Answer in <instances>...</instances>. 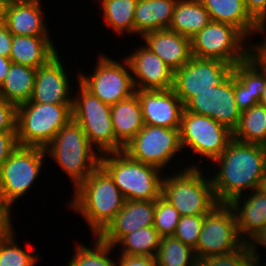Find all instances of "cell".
Segmentation results:
<instances>
[{"label": "cell", "mask_w": 266, "mask_h": 266, "mask_svg": "<svg viewBox=\"0 0 266 266\" xmlns=\"http://www.w3.org/2000/svg\"><path fill=\"white\" fill-rule=\"evenodd\" d=\"M100 165L125 200H156L162 196L164 175L159 168L138 162L124 151L101 154Z\"/></svg>", "instance_id": "cell-5"}, {"label": "cell", "mask_w": 266, "mask_h": 266, "mask_svg": "<svg viewBox=\"0 0 266 266\" xmlns=\"http://www.w3.org/2000/svg\"><path fill=\"white\" fill-rule=\"evenodd\" d=\"M18 146L16 132H0V167Z\"/></svg>", "instance_id": "cell-41"}, {"label": "cell", "mask_w": 266, "mask_h": 266, "mask_svg": "<svg viewBox=\"0 0 266 266\" xmlns=\"http://www.w3.org/2000/svg\"><path fill=\"white\" fill-rule=\"evenodd\" d=\"M257 33L263 34L264 38L259 43H251L250 41L248 44L249 59L266 73V26H261Z\"/></svg>", "instance_id": "cell-40"}, {"label": "cell", "mask_w": 266, "mask_h": 266, "mask_svg": "<svg viewBox=\"0 0 266 266\" xmlns=\"http://www.w3.org/2000/svg\"><path fill=\"white\" fill-rule=\"evenodd\" d=\"M210 22L200 0H177L169 29L191 39Z\"/></svg>", "instance_id": "cell-28"}, {"label": "cell", "mask_w": 266, "mask_h": 266, "mask_svg": "<svg viewBox=\"0 0 266 266\" xmlns=\"http://www.w3.org/2000/svg\"><path fill=\"white\" fill-rule=\"evenodd\" d=\"M70 210L83 216L93 236H97L119 213L125 198L109 173L99 165L75 190Z\"/></svg>", "instance_id": "cell-2"}, {"label": "cell", "mask_w": 266, "mask_h": 266, "mask_svg": "<svg viewBox=\"0 0 266 266\" xmlns=\"http://www.w3.org/2000/svg\"><path fill=\"white\" fill-rule=\"evenodd\" d=\"M1 2L7 4L8 2H10L11 0H0Z\"/></svg>", "instance_id": "cell-52"}, {"label": "cell", "mask_w": 266, "mask_h": 266, "mask_svg": "<svg viewBox=\"0 0 266 266\" xmlns=\"http://www.w3.org/2000/svg\"><path fill=\"white\" fill-rule=\"evenodd\" d=\"M11 214L12 208L4 201L0 190V231H8L14 228Z\"/></svg>", "instance_id": "cell-45"}, {"label": "cell", "mask_w": 266, "mask_h": 266, "mask_svg": "<svg viewBox=\"0 0 266 266\" xmlns=\"http://www.w3.org/2000/svg\"><path fill=\"white\" fill-rule=\"evenodd\" d=\"M103 20L113 33L135 35L134 15L138 0H97Z\"/></svg>", "instance_id": "cell-30"}, {"label": "cell", "mask_w": 266, "mask_h": 266, "mask_svg": "<svg viewBox=\"0 0 266 266\" xmlns=\"http://www.w3.org/2000/svg\"><path fill=\"white\" fill-rule=\"evenodd\" d=\"M59 53L46 65L37 68L35 84L29 102L73 104L71 81ZM65 67V68H64ZM72 97V98H71Z\"/></svg>", "instance_id": "cell-17"}, {"label": "cell", "mask_w": 266, "mask_h": 266, "mask_svg": "<svg viewBox=\"0 0 266 266\" xmlns=\"http://www.w3.org/2000/svg\"><path fill=\"white\" fill-rule=\"evenodd\" d=\"M181 150L179 129L145 125L123 151L132 159L162 171Z\"/></svg>", "instance_id": "cell-13"}, {"label": "cell", "mask_w": 266, "mask_h": 266, "mask_svg": "<svg viewBox=\"0 0 266 266\" xmlns=\"http://www.w3.org/2000/svg\"><path fill=\"white\" fill-rule=\"evenodd\" d=\"M73 96V119L81 126L89 143L100 153L123 151L111 122V106L87 91L79 82ZM96 146V147H95Z\"/></svg>", "instance_id": "cell-7"}, {"label": "cell", "mask_w": 266, "mask_h": 266, "mask_svg": "<svg viewBox=\"0 0 266 266\" xmlns=\"http://www.w3.org/2000/svg\"><path fill=\"white\" fill-rule=\"evenodd\" d=\"M155 259L157 266H196L194 249L174 236L161 237Z\"/></svg>", "instance_id": "cell-34"}, {"label": "cell", "mask_w": 266, "mask_h": 266, "mask_svg": "<svg viewBox=\"0 0 266 266\" xmlns=\"http://www.w3.org/2000/svg\"><path fill=\"white\" fill-rule=\"evenodd\" d=\"M124 58L128 61L135 90H168L173 88L174 71L144 45Z\"/></svg>", "instance_id": "cell-16"}, {"label": "cell", "mask_w": 266, "mask_h": 266, "mask_svg": "<svg viewBox=\"0 0 266 266\" xmlns=\"http://www.w3.org/2000/svg\"><path fill=\"white\" fill-rule=\"evenodd\" d=\"M160 240L154 226H147L123 236L114 247H122L120 253L123 255L156 257Z\"/></svg>", "instance_id": "cell-32"}, {"label": "cell", "mask_w": 266, "mask_h": 266, "mask_svg": "<svg viewBox=\"0 0 266 266\" xmlns=\"http://www.w3.org/2000/svg\"><path fill=\"white\" fill-rule=\"evenodd\" d=\"M51 36H26L12 34V47L9 59L12 63L33 68L46 65L58 54Z\"/></svg>", "instance_id": "cell-24"}, {"label": "cell", "mask_w": 266, "mask_h": 266, "mask_svg": "<svg viewBox=\"0 0 266 266\" xmlns=\"http://www.w3.org/2000/svg\"><path fill=\"white\" fill-rule=\"evenodd\" d=\"M200 166L197 162H187V166L183 165L182 170L181 167L178 168L179 172L174 173L172 170L173 173L164 175L162 197L177 209L180 216L206 215L219 204L211 179L207 177L211 173Z\"/></svg>", "instance_id": "cell-3"}, {"label": "cell", "mask_w": 266, "mask_h": 266, "mask_svg": "<svg viewBox=\"0 0 266 266\" xmlns=\"http://www.w3.org/2000/svg\"><path fill=\"white\" fill-rule=\"evenodd\" d=\"M180 215L162 196L155 200L154 228L161 237L175 234Z\"/></svg>", "instance_id": "cell-36"}, {"label": "cell", "mask_w": 266, "mask_h": 266, "mask_svg": "<svg viewBox=\"0 0 266 266\" xmlns=\"http://www.w3.org/2000/svg\"><path fill=\"white\" fill-rule=\"evenodd\" d=\"M46 157L44 148L18 146L2 164L0 167V190L4 201L11 208L33 188Z\"/></svg>", "instance_id": "cell-10"}, {"label": "cell", "mask_w": 266, "mask_h": 266, "mask_svg": "<svg viewBox=\"0 0 266 266\" xmlns=\"http://www.w3.org/2000/svg\"><path fill=\"white\" fill-rule=\"evenodd\" d=\"M180 144L193 155L212 162L219 157L233 138V132L213 118L183 110L179 128ZM189 148V149H188Z\"/></svg>", "instance_id": "cell-11"}, {"label": "cell", "mask_w": 266, "mask_h": 266, "mask_svg": "<svg viewBox=\"0 0 266 266\" xmlns=\"http://www.w3.org/2000/svg\"><path fill=\"white\" fill-rule=\"evenodd\" d=\"M234 74V94L238 110L243 113L259 104L265 89L266 73L249 58L232 67Z\"/></svg>", "instance_id": "cell-23"}, {"label": "cell", "mask_w": 266, "mask_h": 266, "mask_svg": "<svg viewBox=\"0 0 266 266\" xmlns=\"http://www.w3.org/2000/svg\"><path fill=\"white\" fill-rule=\"evenodd\" d=\"M4 8L5 3L0 1V24L4 23Z\"/></svg>", "instance_id": "cell-49"}, {"label": "cell", "mask_w": 266, "mask_h": 266, "mask_svg": "<svg viewBox=\"0 0 266 266\" xmlns=\"http://www.w3.org/2000/svg\"><path fill=\"white\" fill-rule=\"evenodd\" d=\"M204 216L205 215L180 216L179 223L177 224L173 236L183 244L189 245L194 249L199 240Z\"/></svg>", "instance_id": "cell-38"}, {"label": "cell", "mask_w": 266, "mask_h": 266, "mask_svg": "<svg viewBox=\"0 0 266 266\" xmlns=\"http://www.w3.org/2000/svg\"><path fill=\"white\" fill-rule=\"evenodd\" d=\"M92 240L94 244L90 248L80 243L75 245L67 266H118V259L109 256L115 247L104 243L97 236H93Z\"/></svg>", "instance_id": "cell-33"}, {"label": "cell", "mask_w": 266, "mask_h": 266, "mask_svg": "<svg viewBox=\"0 0 266 266\" xmlns=\"http://www.w3.org/2000/svg\"><path fill=\"white\" fill-rule=\"evenodd\" d=\"M244 244L238 233L234 210L229 204L219 203L204 216L194 252L196 258L225 255L239 250Z\"/></svg>", "instance_id": "cell-12"}, {"label": "cell", "mask_w": 266, "mask_h": 266, "mask_svg": "<svg viewBox=\"0 0 266 266\" xmlns=\"http://www.w3.org/2000/svg\"><path fill=\"white\" fill-rule=\"evenodd\" d=\"M12 61L9 58H5L0 55V86L5 80L6 75L10 69Z\"/></svg>", "instance_id": "cell-47"}, {"label": "cell", "mask_w": 266, "mask_h": 266, "mask_svg": "<svg viewBox=\"0 0 266 266\" xmlns=\"http://www.w3.org/2000/svg\"><path fill=\"white\" fill-rule=\"evenodd\" d=\"M177 0H138L135 15V35L170 27Z\"/></svg>", "instance_id": "cell-26"}, {"label": "cell", "mask_w": 266, "mask_h": 266, "mask_svg": "<svg viewBox=\"0 0 266 266\" xmlns=\"http://www.w3.org/2000/svg\"><path fill=\"white\" fill-rule=\"evenodd\" d=\"M247 12L260 25L266 26V0H244Z\"/></svg>", "instance_id": "cell-42"}, {"label": "cell", "mask_w": 266, "mask_h": 266, "mask_svg": "<svg viewBox=\"0 0 266 266\" xmlns=\"http://www.w3.org/2000/svg\"><path fill=\"white\" fill-rule=\"evenodd\" d=\"M248 248L253 255L256 263H260L261 256L260 252H257V245L266 249V226L263 227L259 232H257L247 243Z\"/></svg>", "instance_id": "cell-44"}, {"label": "cell", "mask_w": 266, "mask_h": 266, "mask_svg": "<svg viewBox=\"0 0 266 266\" xmlns=\"http://www.w3.org/2000/svg\"><path fill=\"white\" fill-rule=\"evenodd\" d=\"M261 189H263L266 192V174L265 177L263 178Z\"/></svg>", "instance_id": "cell-50"}, {"label": "cell", "mask_w": 266, "mask_h": 266, "mask_svg": "<svg viewBox=\"0 0 266 266\" xmlns=\"http://www.w3.org/2000/svg\"><path fill=\"white\" fill-rule=\"evenodd\" d=\"M229 205L234 210L238 233L245 243L266 226V192L263 189L234 198Z\"/></svg>", "instance_id": "cell-22"}, {"label": "cell", "mask_w": 266, "mask_h": 266, "mask_svg": "<svg viewBox=\"0 0 266 266\" xmlns=\"http://www.w3.org/2000/svg\"><path fill=\"white\" fill-rule=\"evenodd\" d=\"M254 266H266V265L264 264V262H263V264H262V261H261L260 263H255Z\"/></svg>", "instance_id": "cell-51"}, {"label": "cell", "mask_w": 266, "mask_h": 266, "mask_svg": "<svg viewBox=\"0 0 266 266\" xmlns=\"http://www.w3.org/2000/svg\"><path fill=\"white\" fill-rule=\"evenodd\" d=\"M14 230L0 231V266H35L40 259L38 253L21 248Z\"/></svg>", "instance_id": "cell-35"}, {"label": "cell", "mask_w": 266, "mask_h": 266, "mask_svg": "<svg viewBox=\"0 0 266 266\" xmlns=\"http://www.w3.org/2000/svg\"><path fill=\"white\" fill-rule=\"evenodd\" d=\"M259 104L264 105L266 107V83H265V89L260 96Z\"/></svg>", "instance_id": "cell-48"}, {"label": "cell", "mask_w": 266, "mask_h": 266, "mask_svg": "<svg viewBox=\"0 0 266 266\" xmlns=\"http://www.w3.org/2000/svg\"><path fill=\"white\" fill-rule=\"evenodd\" d=\"M255 263L246 243L230 254L196 258V266H254Z\"/></svg>", "instance_id": "cell-37"}, {"label": "cell", "mask_w": 266, "mask_h": 266, "mask_svg": "<svg viewBox=\"0 0 266 266\" xmlns=\"http://www.w3.org/2000/svg\"><path fill=\"white\" fill-rule=\"evenodd\" d=\"M111 122L115 137L123 146L145 126L136 94L111 105Z\"/></svg>", "instance_id": "cell-27"}, {"label": "cell", "mask_w": 266, "mask_h": 266, "mask_svg": "<svg viewBox=\"0 0 266 266\" xmlns=\"http://www.w3.org/2000/svg\"><path fill=\"white\" fill-rule=\"evenodd\" d=\"M232 67L221 60L192 56L188 63L174 71L172 89L185 105L199 92L220 84L232 72Z\"/></svg>", "instance_id": "cell-14"}, {"label": "cell", "mask_w": 266, "mask_h": 266, "mask_svg": "<svg viewBox=\"0 0 266 266\" xmlns=\"http://www.w3.org/2000/svg\"><path fill=\"white\" fill-rule=\"evenodd\" d=\"M145 47L159 56L173 71L188 63L191 55V39L169 28L150 31L141 36Z\"/></svg>", "instance_id": "cell-21"}, {"label": "cell", "mask_w": 266, "mask_h": 266, "mask_svg": "<svg viewBox=\"0 0 266 266\" xmlns=\"http://www.w3.org/2000/svg\"><path fill=\"white\" fill-rule=\"evenodd\" d=\"M248 38L236 27L211 21L191 38V55L235 66L249 58Z\"/></svg>", "instance_id": "cell-9"}, {"label": "cell", "mask_w": 266, "mask_h": 266, "mask_svg": "<svg viewBox=\"0 0 266 266\" xmlns=\"http://www.w3.org/2000/svg\"><path fill=\"white\" fill-rule=\"evenodd\" d=\"M90 75L77 72L78 82L103 103L114 105L135 94L128 61L114 60L101 53Z\"/></svg>", "instance_id": "cell-8"}, {"label": "cell", "mask_w": 266, "mask_h": 266, "mask_svg": "<svg viewBox=\"0 0 266 266\" xmlns=\"http://www.w3.org/2000/svg\"><path fill=\"white\" fill-rule=\"evenodd\" d=\"M17 106L0 97V132H16Z\"/></svg>", "instance_id": "cell-39"}, {"label": "cell", "mask_w": 266, "mask_h": 266, "mask_svg": "<svg viewBox=\"0 0 266 266\" xmlns=\"http://www.w3.org/2000/svg\"><path fill=\"white\" fill-rule=\"evenodd\" d=\"M211 21L238 28L247 38L260 29V25L247 12L244 0H200Z\"/></svg>", "instance_id": "cell-25"}, {"label": "cell", "mask_w": 266, "mask_h": 266, "mask_svg": "<svg viewBox=\"0 0 266 266\" xmlns=\"http://www.w3.org/2000/svg\"><path fill=\"white\" fill-rule=\"evenodd\" d=\"M233 138L266 146V107L257 104L241 113L239 124L233 131Z\"/></svg>", "instance_id": "cell-31"}, {"label": "cell", "mask_w": 266, "mask_h": 266, "mask_svg": "<svg viewBox=\"0 0 266 266\" xmlns=\"http://www.w3.org/2000/svg\"><path fill=\"white\" fill-rule=\"evenodd\" d=\"M73 104L24 102L17 106L16 134L19 146L46 148L72 118Z\"/></svg>", "instance_id": "cell-6"}, {"label": "cell", "mask_w": 266, "mask_h": 266, "mask_svg": "<svg viewBox=\"0 0 266 266\" xmlns=\"http://www.w3.org/2000/svg\"><path fill=\"white\" fill-rule=\"evenodd\" d=\"M12 47V33L8 30L7 26L0 24V55L9 58Z\"/></svg>", "instance_id": "cell-46"}, {"label": "cell", "mask_w": 266, "mask_h": 266, "mask_svg": "<svg viewBox=\"0 0 266 266\" xmlns=\"http://www.w3.org/2000/svg\"><path fill=\"white\" fill-rule=\"evenodd\" d=\"M234 98V74L231 72L212 90L199 92L192 97L184 105V109L213 118L233 132L237 128L241 116Z\"/></svg>", "instance_id": "cell-15"}, {"label": "cell", "mask_w": 266, "mask_h": 266, "mask_svg": "<svg viewBox=\"0 0 266 266\" xmlns=\"http://www.w3.org/2000/svg\"><path fill=\"white\" fill-rule=\"evenodd\" d=\"M155 200H126L123 208L97 235L106 244H115L125 235L154 226Z\"/></svg>", "instance_id": "cell-19"}, {"label": "cell", "mask_w": 266, "mask_h": 266, "mask_svg": "<svg viewBox=\"0 0 266 266\" xmlns=\"http://www.w3.org/2000/svg\"><path fill=\"white\" fill-rule=\"evenodd\" d=\"M46 155L70 178L74 190L100 165V153L72 118L45 148Z\"/></svg>", "instance_id": "cell-4"}, {"label": "cell", "mask_w": 266, "mask_h": 266, "mask_svg": "<svg viewBox=\"0 0 266 266\" xmlns=\"http://www.w3.org/2000/svg\"><path fill=\"white\" fill-rule=\"evenodd\" d=\"M36 68L12 63L0 86V97L16 106L30 101L36 78Z\"/></svg>", "instance_id": "cell-29"}, {"label": "cell", "mask_w": 266, "mask_h": 266, "mask_svg": "<svg viewBox=\"0 0 266 266\" xmlns=\"http://www.w3.org/2000/svg\"><path fill=\"white\" fill-rule=\"evenodd\" d=\"M41 0H11L5 4L4 24L14 35L51 36Z\"/></svg>", "instance_id": "cell-20"}, {"label": "cell", "mask_w": 266, "mask_h": 266, "mask_svg": "<svg viewBox=\"0 0 266 266\" xmlns=\"http://www.w3.org/2000/svg\"><path fill=\"white\" fill-rule=\"evenodd\" d=\"M117 259L118 266H157L155 257L118 254Z\"/></svg>", "instance_id": "cell-43"}, {"label": "cell", "mask_w": 266, "mask_h": 266, "mask_svg": "<svg viewBox=\"0 0 266 266\" xmlns=\"http://www.w3.org/2000/svg\"><path fill=\"white\" fill-rule=\"evenodd\" d=\"M212 162L211 172L214 169L215 172L210 179L215 198L218 203L229 204L245 192L261 188L266 174V146L232 138L224 152Z\"/></svg>", "instance_id": "cell-1"}, {"label": "cell", "mask_w": 266, "mask_h": 266, "mask_svg": "<svg viewBox=\"0 0 266 266\" xmlns=\"http://www.w3.org/2000/svg\"><path fill=\"white\" fill-rule=\"evenodd\" d=\"M145 125L180 128L184 105L173 89L135 90Z\"/></svg>", "instance_id": "cell-18"}]
</instances>
